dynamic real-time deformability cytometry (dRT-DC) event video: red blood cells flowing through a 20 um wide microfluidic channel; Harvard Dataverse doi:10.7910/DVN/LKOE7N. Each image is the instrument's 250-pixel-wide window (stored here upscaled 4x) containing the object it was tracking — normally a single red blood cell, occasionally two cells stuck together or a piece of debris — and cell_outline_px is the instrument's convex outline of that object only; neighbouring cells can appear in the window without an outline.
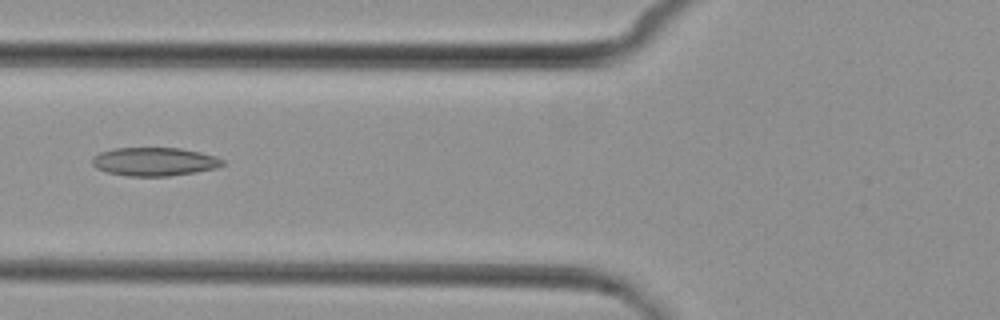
{"species": "common noctule bat (a hibernating species)", "species_latin": "Nyctalus noctula", "temperature_condition": "cold", "stored_images_in_passage": 4, "camera_frame_rate_fps": 3000, "um_per_image_px": 0.085, "animal": {"sex": "female", "body_mass_g": 29.2, "forearm_length_mm": 56.3}, "frame": {"image": 1, "passage_image": 4, "time_ms": 6.333, "image_size_px": [1000, 320], "cell_outline_px": [[224, 164], [216, 168], [196, 172], [168, 176], [128, 176], [108, 172], [96, 168], [92, 164], [92, 156], [100, 152], [112, 148], [180, 148], [200, 152], [216, 156], [224, 160]], "centroid_in_image_um": [13.12, 13.73], "position_along_channel_um": 112.7, "area_um2": 21.68}}